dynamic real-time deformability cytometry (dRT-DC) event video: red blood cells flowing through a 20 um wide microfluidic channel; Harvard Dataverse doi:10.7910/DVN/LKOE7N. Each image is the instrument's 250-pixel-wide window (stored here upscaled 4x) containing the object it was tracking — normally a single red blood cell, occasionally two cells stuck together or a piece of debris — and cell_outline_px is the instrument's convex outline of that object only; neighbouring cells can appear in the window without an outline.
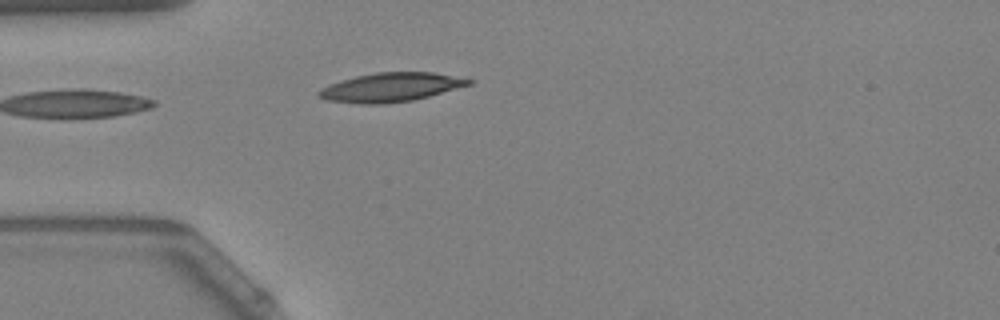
{"species": "Egyptian fruit bat (a non-hibernating species)", "species_latin": "Rousettus aegyptiacus", "temperature_condition": "warm", "stored_images_in_passage": 15, "camera_frame_rate_fps": 3000, "um_per_image_px": 0.085, "animal": {"sex": "female"}, "frame": {"image": 1, "passage_image": 1, "time_ms": 0.0, "image_size_px": [1000, 320], "cell_outline_px": [[476, 80], [472, 84], [428, 96], [412, 100], [384, 104], [364, 104], [328, 100], [320, 96], [316, 92], [320, 88], [328, 84], [340, 80], [356, 76], [376, 72], [432, 72]], "centroid_in_image_um": [33.21, 7.41], "position_along_channel_um": 51.8, "area_um2": 25.2}}